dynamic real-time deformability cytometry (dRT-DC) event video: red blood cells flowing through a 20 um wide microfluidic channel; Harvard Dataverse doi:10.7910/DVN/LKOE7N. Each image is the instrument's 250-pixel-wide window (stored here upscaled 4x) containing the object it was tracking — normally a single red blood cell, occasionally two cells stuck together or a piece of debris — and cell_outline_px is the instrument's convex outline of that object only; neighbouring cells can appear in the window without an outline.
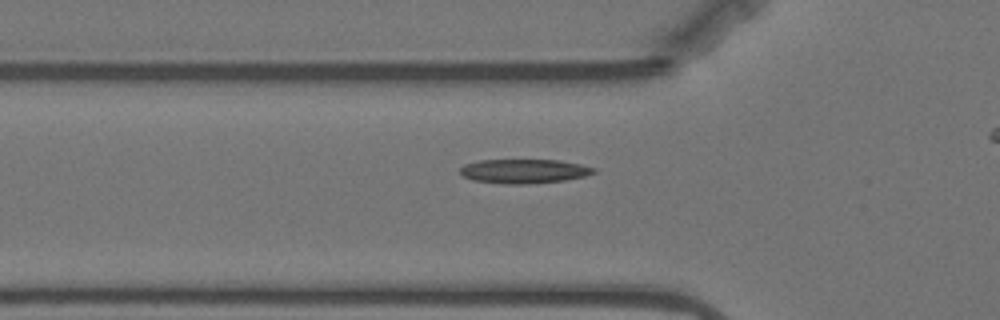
{"species": "Egyptian fruit bat (a non-hibernating species)", "species_latin": "Rousettus aegyptiacus", "temperature_condition": "warm", "stored_images_in_passage": 35, "camera_frame_rate_fps": 3000, "um_per_image_px": 0.085, "animal": {"sex": "female"}, "frame": {"image": 1, "passage_image": 7, "time_ms": 2.0, "image_size_px": [1000, 320], "cell_outline_px": [[596, 172], [584, 176], [564, 180], [524, 184], [504, 184], [472, 180], [464, 176], [460, 172], [460, 168], [464, 164], [480, 160], [560, 160], [580, 164], [596, 168]], "centroid_in_image_um": [44.53, 14.54], "position_along_channel_um": 81.3, "area_um2": 18.79}}
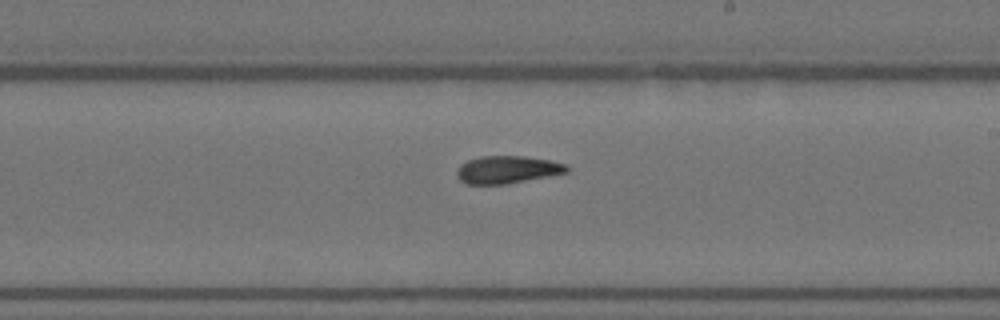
{"frame": {"image": 2, "passage_image": 21, "time_ms": 6.667, "image_size_px": [1000, 320], "cell_outline_px": [[572, 168], [568, 172], [548, 176], [504, 184], [468, 184], [460, 180], [456, 176], [456, 172], [460, 164], [468, 160], [480, 156], [524, 156], [552, 160], [568, 164]], "centroid_in_image_um": [43.15, 14.4], "position_along_channel_um": 245.8, "area_um2": 17.8}}
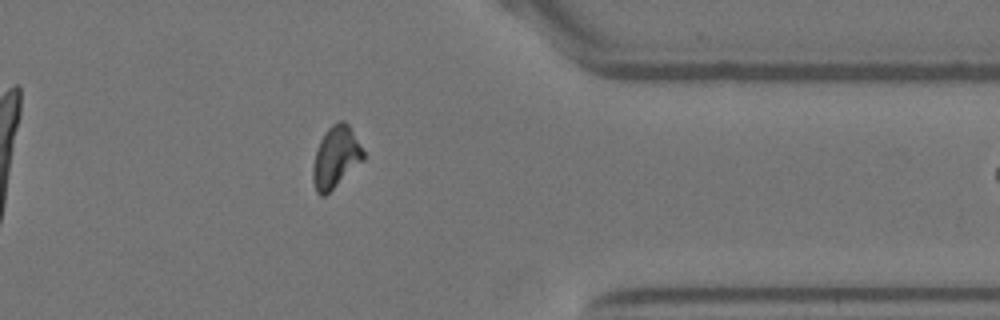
{"frame": {"image": 3, "passage_image": 34, "time_ms": 11.0, "image_size_px": [1000, 320], "cell_outline_px": [[364, 160], [324, 196], [320, 196], [316, 192], [312, 180], [312, 168], [316, 148], [324, 132], [332, 124], [340, 120], [344, 120], [348, 124], [364, 152]], "centroid_in_image_um": [28.51, 13.35], "position_along_channel_um": 382.9, "area_um2": 18.03}}